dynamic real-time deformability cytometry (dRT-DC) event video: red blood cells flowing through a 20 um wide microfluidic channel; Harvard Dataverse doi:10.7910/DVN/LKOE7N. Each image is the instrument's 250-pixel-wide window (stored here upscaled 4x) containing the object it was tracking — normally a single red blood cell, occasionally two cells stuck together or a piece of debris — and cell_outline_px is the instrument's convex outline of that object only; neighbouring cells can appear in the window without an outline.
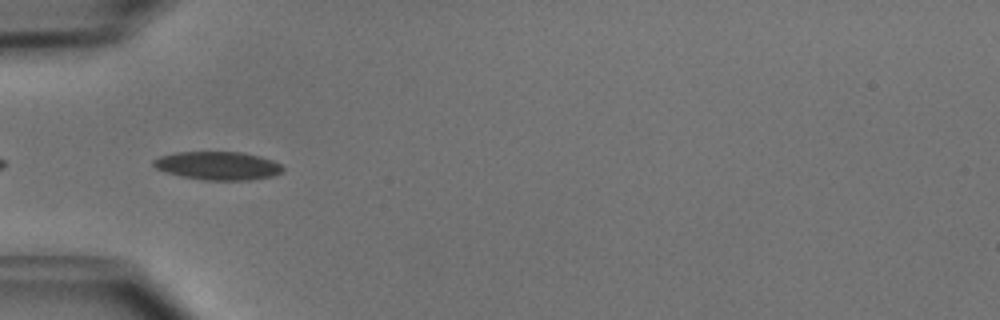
{"species": "common noctule bat (a hibernating species)", "species_latin": "Nyctalus noctula", "temperature_condition": "cold", "stored_images_in_passage": 6, "camera_frame_rate_fps": 3000, "um_per_image_px": 0.085, "animal": {"sex": "male", "body_mass_g": 15.6}, "frame": {"image": 1, "passage_image": 4, "time_ms": 1.0, "image_size_px": [1000, 320], "cell_outline_px": [[284, 172], [272, 176], [252, 180], [204, 180], [180, 176], [156, 168], [152, 164], [152, 160], [160, 156], [176, 152], [240, 152], [260, 156], [272, 160], [280, 164], [284, 168]], "centroid_in_image_um": [18.54, 14.09], "position_along_channel_um": 66.5, "area_um2": 21.39}}